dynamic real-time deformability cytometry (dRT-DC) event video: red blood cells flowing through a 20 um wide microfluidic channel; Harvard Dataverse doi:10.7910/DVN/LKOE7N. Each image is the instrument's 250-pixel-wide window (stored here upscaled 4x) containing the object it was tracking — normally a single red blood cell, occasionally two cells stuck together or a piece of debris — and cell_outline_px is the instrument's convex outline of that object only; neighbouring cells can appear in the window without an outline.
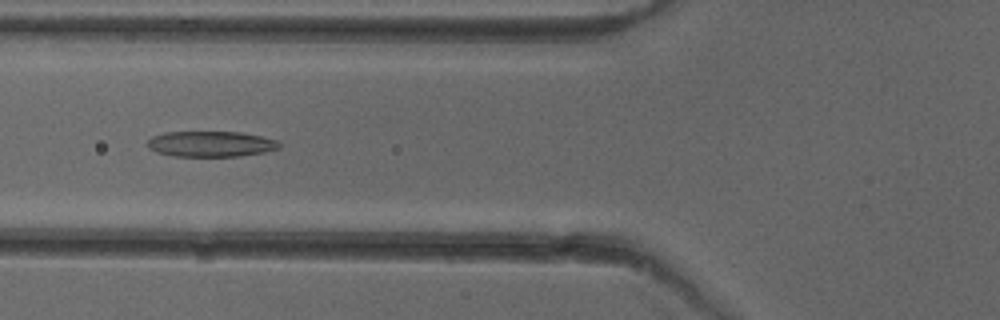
{"species": "common noctule bat (a hibernating species)", "species_latin": "Nyctalus noctula", "temperature_condition": "cold", "stored_images_in_passage": 51, "camera_frame_rate_fps": 3000, "um_per_image_px": 0.085, "animal": {"sex": "female"}, "frame": {"image": 1, "passage_image": 19, "time_ms": 6.0, "image_size_px": [1000, 320], "cell_outline_px": [[280, 148], [264, 152], [240, 156], [172, 156], [156, 152], [148, 148], [148, 140], [152, 136], [164, 132], [240, 132], [260, 136], [276, 140], [280, 144]], "centroid_in_image_um": [17.89, 12.24], "position_along_channel_um": 107.9, "area_um2": 19.65}}
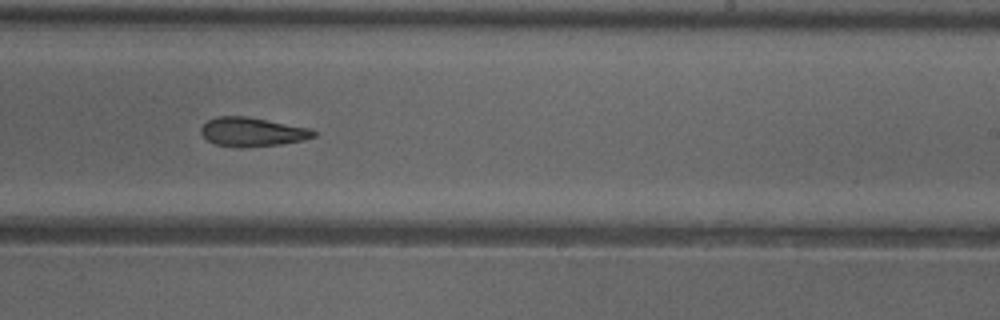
{"frame": {"image": 2, "passage_image": 31, "time_ms": 10.0, "image_size_px": [1000, 320], "cell_outline_px": [[316, 136], [304, 140], [280, 144], [216, 144], [208, 140], [200, 132], [200, 128], [208, 120], [216, 116], [244, 116], [312, 128], [316, 132]], "centroid_in_image_um": [21.49, 11.15], "position_along_channel_um": 267.5, "area_um2": 18.09}}
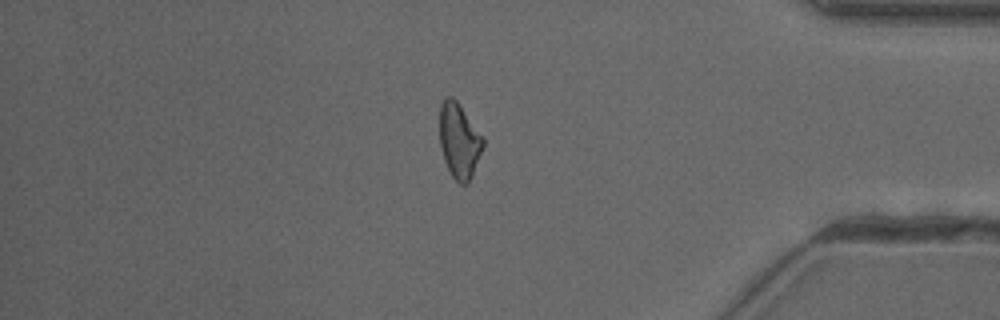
{"frame": {"image": 3, "passage_image": 43, "time_ms": 14.0, "image_size_px": [1000, 320], "cell_outline_px": [[484, 144], [472, 176], [468, 184], [460, 184], [452, 176], [444, 160], [440, 148], [440, 104], [444, 96], [452, 96], [456, 100], [484, 136]], "centroid_in_image_um": [39.03, 11.94], "position_along_channel_um": 396.2, "area_um2": 19.13}, "authors_computed_cell_mechanics": {"area_um2": 19.5942, "velocity_mm_per_s": 3.987, "shape_relaxation_time_tau1_ms": null, "shape_relaxation_time_tau2_ms": 3.5743, "deformation_change_tau1": null, "deformation_change_tau2": 0.1266}}